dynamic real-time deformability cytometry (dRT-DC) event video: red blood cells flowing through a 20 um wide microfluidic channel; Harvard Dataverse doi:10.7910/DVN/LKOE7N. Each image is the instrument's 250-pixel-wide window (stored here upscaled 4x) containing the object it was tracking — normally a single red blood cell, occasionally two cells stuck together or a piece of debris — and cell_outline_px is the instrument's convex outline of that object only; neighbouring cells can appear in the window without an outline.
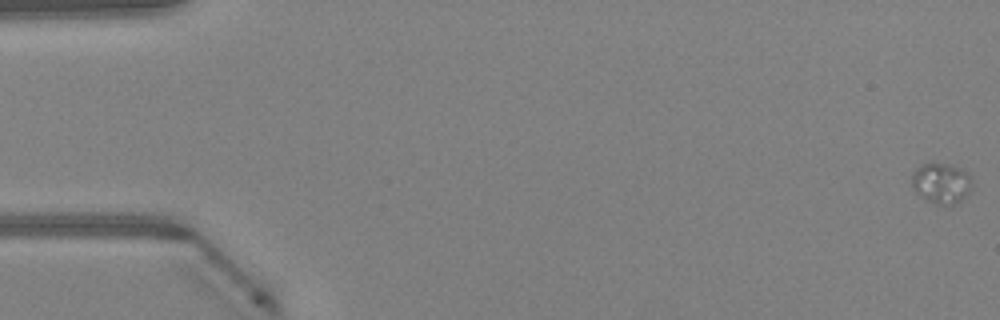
{"species": "Egyptian fruit bat (a non-hibernating species)", "species_latin": "Rousettus aegyptiacus", "temperature_condition": "warm", "stored_images_in_passage": 49, "camera_frame_rate_fps": 3000, "um_per_image_px": 0.085, "animal": {"sex": "female"}, "frame": {"image": 1, "passage_image": 1, "time_ms": 0.0, "image_size_px": [1000, 320], "cell_outline_px": [[968, 192], [960, 200], [952, 204], [936, 204], [920, 196], [912, 188], [912, 172], [920, 164], [932, 160], [948, 164], [960, 168], [968, 172]], "centroid_in_image_um": [79.91, 15.5], "position_along_channel_um": 5.1, "area_um2": 14.1}}